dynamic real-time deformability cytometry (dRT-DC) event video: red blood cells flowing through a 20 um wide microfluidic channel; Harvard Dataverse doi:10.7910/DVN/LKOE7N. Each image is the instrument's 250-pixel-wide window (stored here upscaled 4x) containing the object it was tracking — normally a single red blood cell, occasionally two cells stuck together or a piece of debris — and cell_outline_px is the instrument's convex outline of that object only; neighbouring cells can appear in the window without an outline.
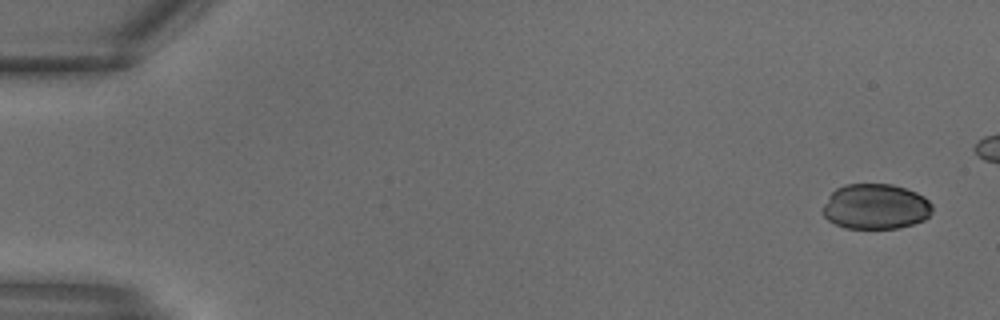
{"species": "common noctule bat (a hibernating species)", "species_latin": "Nyctalus noctula", "temperature_condition": "warm", "stored_images_in_passage": 6, "camera_frame_rate_fps": 3000, "um_per_image_px": 0.085, "animal": {"sex": "male", "body_mass_g": 18.8}, "frame": {"image": 1, "passage_image": 1, "time_ms": 0.0, "image_size_px": [1000, 320], "cell_outline_px": [[932, 212], [924, 220], [900, 228], [844, 228], [828, 220], [824, 216], [820, 208], [828, 196], [836, 188], [844, 184], [892, 184], [916, 192], [924, 196], [932, 204]], "centroid_in_image_um": [74.4, 17.55], "position_along_channel_um": 10.6, "area_um2": 29.19}}